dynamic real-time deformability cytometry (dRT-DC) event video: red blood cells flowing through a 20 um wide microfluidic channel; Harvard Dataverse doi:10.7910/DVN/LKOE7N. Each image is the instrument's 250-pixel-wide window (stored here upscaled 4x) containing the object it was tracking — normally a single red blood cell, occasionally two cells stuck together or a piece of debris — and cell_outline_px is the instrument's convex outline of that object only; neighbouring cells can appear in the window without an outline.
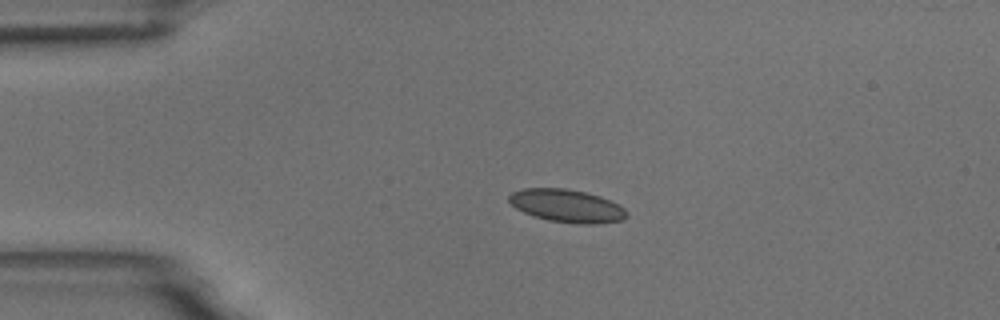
{"species": "common noctule bat (a hibernating species)", "species_latin": "Nyctalus noctula", "temperature_condition": "room temperature", "stored_images_in_passage": 3, "camera_frame_rate_fps": 3000, "um_per_image_px": 0.085, "animal": {"sex": "male", "body_mass_g": 18.8}, "frame": {"image": 1, "passage_image": 2, "time_ms": 1.333, "image_size_px": [1000, 320], "cell_outline_px": [[628, 216], [624, 220], [600, 224], [576, 224], [548, 220], [524, 212], [516, 208], [508, 200], [508, 196], [512, 192], [524, 188], [564, 188], [584, 192], [600, 196], [620, 204], [628, 212]], "centroid_in_image_um": [48.24, 17.5], "position_along_channel_um": 36.8, "area_um2": 22.72}}